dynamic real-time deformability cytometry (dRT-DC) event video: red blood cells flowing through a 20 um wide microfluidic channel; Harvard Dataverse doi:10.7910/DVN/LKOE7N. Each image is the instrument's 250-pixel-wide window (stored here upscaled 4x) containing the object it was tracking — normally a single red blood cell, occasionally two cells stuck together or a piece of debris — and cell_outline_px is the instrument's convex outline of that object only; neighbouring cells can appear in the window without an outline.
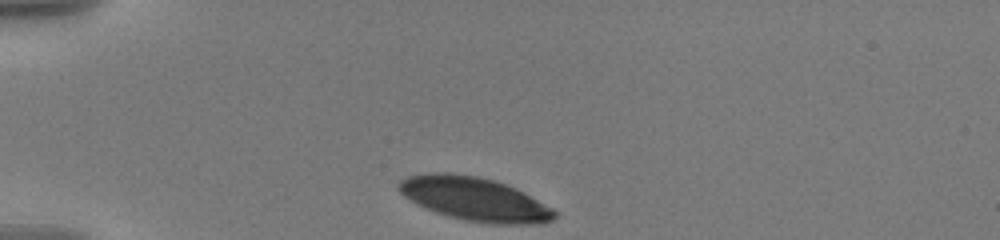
{"species": "human", "species_latin": "Homo sapiens", "temperature_condition": "warm", "stored_images_in_passage": 37, "camera_frame_rate_fps": 3000, "um_per_image_px": 0.085, "donor": {"sex": "male"}, "frame": {"image": 1, "passage_image": 1, "time_ms": 0.0, "image_size_px": [1000, 240], "cell_outline_px": [[556, 216], [552, 220], [544, 224], [492, 224], [464, 220], [436, 212], [404, 196], [396, 188], [396, 184], [400, 180], [408, 176], [428, 172], [444, 172], [476, 176], [492, 180], [504, 184], [552, 208], [556, 212]], "centroid_in_image_um": [40.3, 16.92], "position_along_channel_um": 44.7, "area_um2": 38.96}}
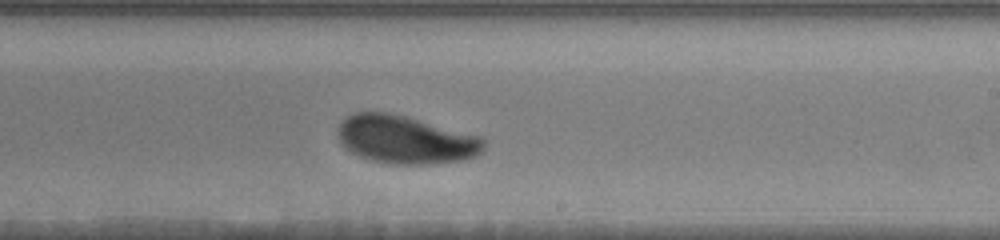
{"frame": {"image": 2, "passage_image": 22, "time_ms": 7.0, "image_size_px": [1000, 240], "cell_outline_px": [[484, 148], [476, 156], [464, 160], [436, 164], [392, 164], [372, 160], [360, 156], [352, 152], [340, 144], [336, 136], [336, 128], [348, 116], [356, 112], [388, 112], [404, 116], [480, 136], [484, 140]], "centroid_in_image_um": [34.44, 11.88], "position_along_channel_um": 254.6, "area_um2": 40.86}}
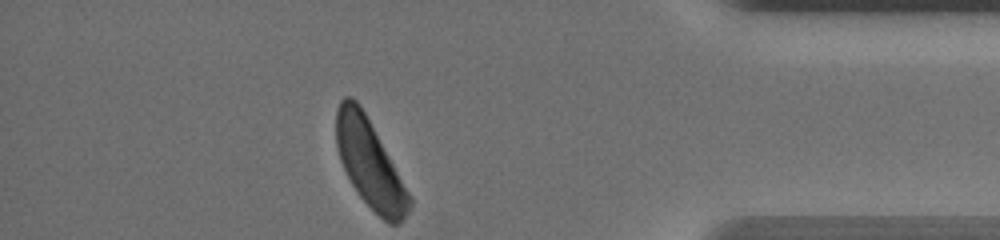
{"frame": {"image": 3, "passage_image": 37, "time_ms": 12.0, "image_size_px": [1000, 240], "cell_outline_px": [[412, 204], [404, 220], [396, 224], [388, 224], [360, 196], [352, 184], [340, 160], [336, 148], [336, 112], [340, 100], [344, 96], [352, 96], [360, 104], [412, 196]], "centroid_in_image_um": [31.44, 13.9], "position_along_channel_um": 403.8, "area_um2": 37.28}, "authors_computed_cell_mechanics": {"area_um2": 40.8646, "velocity_mm_per_s": 3.5368, "shape_relaxation_time_tau1_ms": 3.1992, "shape_relaxation_time_tau2_ms": null, "deformation_change_tau1": 0.1354, "deformation_change_tau2": null}}